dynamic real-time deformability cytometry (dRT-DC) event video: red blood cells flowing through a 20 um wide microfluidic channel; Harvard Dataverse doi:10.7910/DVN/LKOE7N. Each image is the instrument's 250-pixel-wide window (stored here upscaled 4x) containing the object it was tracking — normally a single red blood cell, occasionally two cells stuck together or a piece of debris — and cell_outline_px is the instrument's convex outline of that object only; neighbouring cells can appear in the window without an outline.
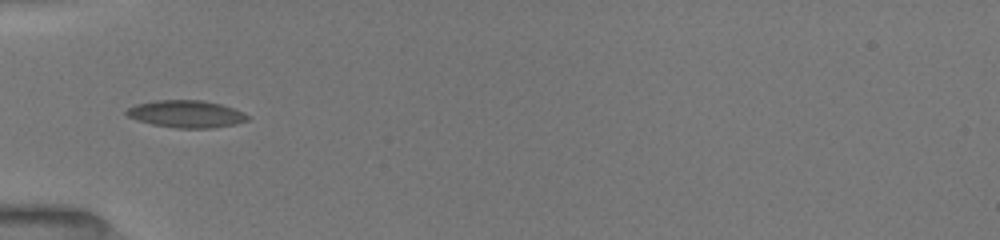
{"species": "common noctule bat (a hibernating species)", "species_latin": "Nyctalus noctula", "temperature_condition": "room temperature", "stored_images_in_passage": 6, "camera_frame_rate_fps": 3000, "um_per_image_px": 0.085, "animal": {"sex": "female", "body_mass_g": 19.5, "forearm_length_mm": 54.1}, "frame": {"image": 1, "passage_image": 6, "time_ms": 5.333, "image_size_px": [1000, 240], "cell_outline_px": [[248, 120], [236, 124], [212, 128], [176, 128], [152, 124], [136, 120], [128, 116], [124, 112], [128, 108], [136, 104], [156, 100], [200, 100], [220, 104], [244, 112], [248, 116]], "centroid_in_image_um": [15.81, 9.69], "position_along_channel_um": 69.2, "area_um2": 19.19}}